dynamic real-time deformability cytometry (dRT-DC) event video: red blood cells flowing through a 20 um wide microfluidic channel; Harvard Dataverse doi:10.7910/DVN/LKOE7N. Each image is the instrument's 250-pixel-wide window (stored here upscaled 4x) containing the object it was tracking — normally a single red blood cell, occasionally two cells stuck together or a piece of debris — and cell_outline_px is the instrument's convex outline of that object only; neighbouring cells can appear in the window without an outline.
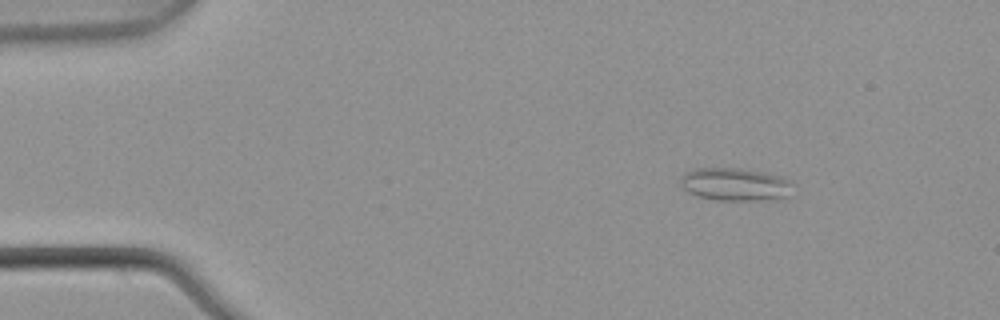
{"species": "common noctule bat (a hibernating species)", "species_latin": "Nyctalus noctula", "temperature_condition": "warm", "stored_images_in_passage": 4, "camera_frame_rate_fps": 3000, "um_per_image_px": 0.085, "animal": {"sex": "male", "body_mass_g": 21.5, "forearm_length_mm": 52.0}, "frame": {"image": 1, "passage_image": 2, "time_ms": 0.333, "image_size_px": [1000, 320], "cell_outline_px": [[792, 196], [772, 200], [716, 200], [700, 196], [688, 192], [680, 184], [680, 176], [684, 172], [696, 168], [740, 168], [764, 172], [784, 176], [792, 184]], "centroid_in_image_um": [62.53, 15.67], "position_along_channel_um": 22.5, "area_um2": 21.91}}